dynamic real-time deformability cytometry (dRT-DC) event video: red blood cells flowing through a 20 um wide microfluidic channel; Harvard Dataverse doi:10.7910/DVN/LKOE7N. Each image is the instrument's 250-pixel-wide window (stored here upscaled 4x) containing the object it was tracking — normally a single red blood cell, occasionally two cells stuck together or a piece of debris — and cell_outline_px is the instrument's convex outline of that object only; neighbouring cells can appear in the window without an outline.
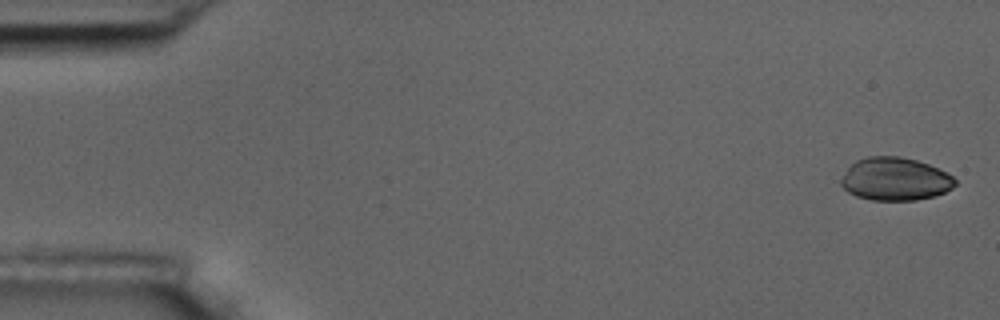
{"species": "common noctule bat (a hibernating species)", "species_latin": "Nyctalus noctula", "temperature_condition": "room temperature", "stored_images_in_passage": 6, "camera_frame_rate_fps": 3000, "um_per_image_px": 0.085, "animal": {"sex": "male", "body_mass_g": 17.5, "forearm_length_mm": 52.3}, "frame": {"image": 1, "passage_image": 1, "time_ms": 0.0, "image_size_px": [1000, 320], "cell_outline_px": [[956, 184], [952, 188], [944, 192], [932, 196], [916, 200], [872, 200], [856, 196], [848, 192], [840, 184], [840, 180], [848, 168], [856, 160], [868, 156], [900, 156], [916, 160], [928, 164], [952, 176], [956, 180]], "centroid_in_image_um": [76.06, 15.22], "position_along_channel_um": 8.9, "area_um2": 28.38}}
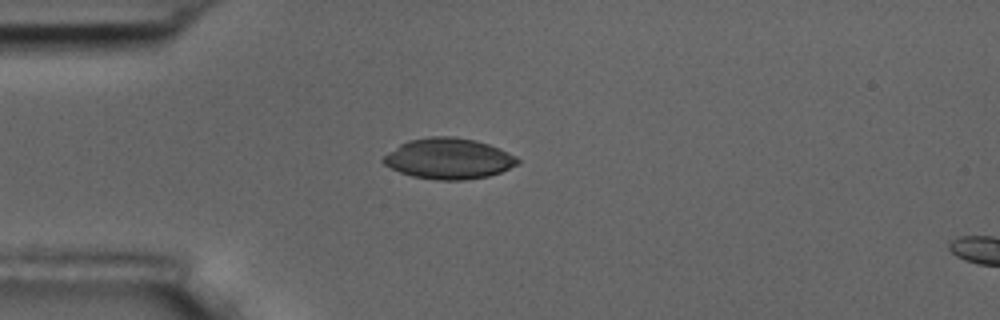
{"frame": {"image": 2, "passage_image": 5, "time_ms": 4.333, "image_size_px": [1000, 320], "cell_outline_px": [[520, 164], [500, 172], [488, 176], [464, 180], [436, 180], [412, 176], [400, 172], [384, 164], [380, 160], [388, 152], [400, 144], [408, 140], [428, 136], [456, 136], [476, 140], [500, 148], [516, 156], [520, 160]], "centroid_in_image_um": [38.14, 13.47], "position_along_channel_um": 46.9, "area_um2": 32.14}}